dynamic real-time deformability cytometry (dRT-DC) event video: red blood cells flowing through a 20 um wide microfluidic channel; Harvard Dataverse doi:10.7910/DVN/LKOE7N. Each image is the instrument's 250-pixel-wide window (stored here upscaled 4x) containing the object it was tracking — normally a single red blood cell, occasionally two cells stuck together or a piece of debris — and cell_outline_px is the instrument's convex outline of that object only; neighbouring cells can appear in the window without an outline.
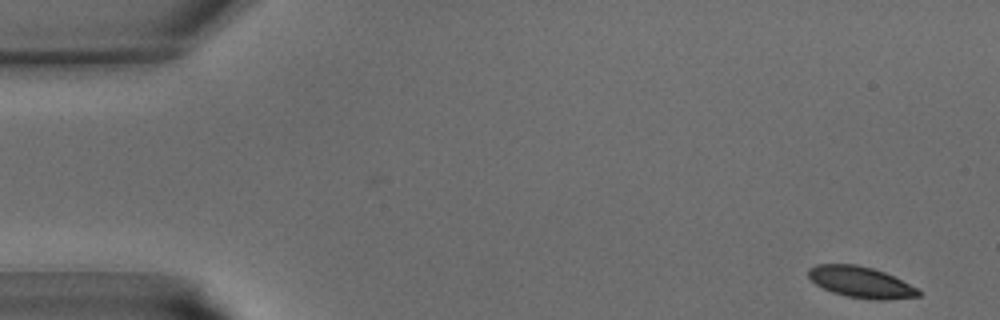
{"species": "common noctule bat (a hibernating species)", "species_latin": "Nyctalus noctula", "temperature_condition": "warm", "stored_images_in_passage": 41, "camera_frame_rate_fps": 3000, "um_per_image_px": 0.085, "animal": {"sex": "male", "body_mass_g": 15.6}, "frame": {"image": 1, "passage_image": 1, "time_ms": 0.0, "image_size_px": [1000, 320], "cell_outline_px": [[920, 296], [884, 300], [872, 300], [848, 296], [832, 292], [816, 284], [808, 276], [808, 268], [816, 264], [856, 264], [872, 268], [884, 272], [916, 288], [920, 292]], "centroid_in_image_um": [73.13, 23.98], "position_along_channel_um": 11.9, "area_um2": 19.71}}
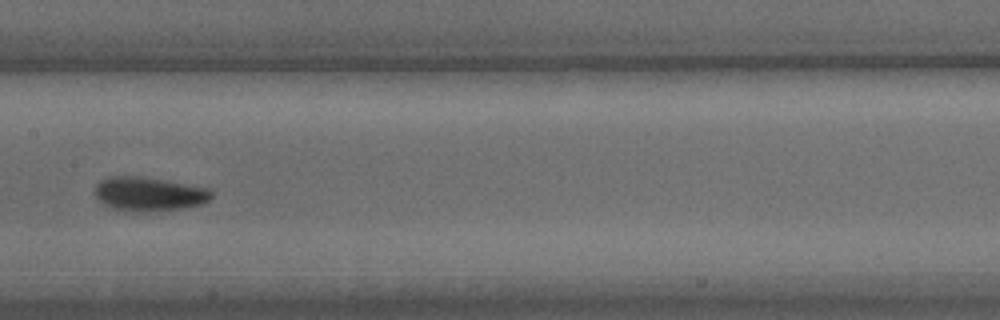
{"frame": {"image": 2, "passage_image": 20, "time_ms": 6.333, "image_size_px": [1000, 320], "cell_outline_px": [[212, 196], [208, 200], [200, 204], [180, 208], [144, 212], [116, 212], [104, 204], [96, 196], [96, 184], [100, 180], [108, 176], [140, 176], [208, 188], [212, 192]], "centroid_in_image_um": [12.59, 16.5], "position_along_channel_um": 194.8, "area_um2": 23.12}}
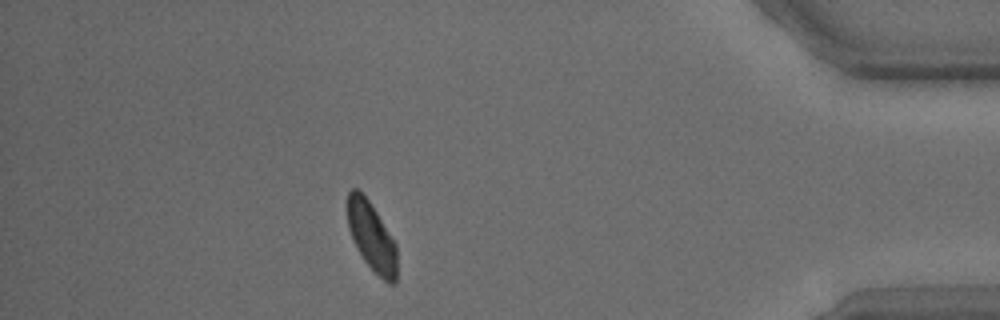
{"frame": {"image": 3, "passage_image": 36, "time_ms": 11.667, "image_size_px": [1000, 320], "cell_outline_px": [[396, 280], [392, 284], [388, 284], [364, 260], [356, 248], [348, 228], [348, 192], [352, 188], [356, 188], [368, 200], [376, 212], [396, 244]], "centroid_in_image_um": [31.58, 20.12], "position_along_channel_um": 403.6, "area_um2": 19.36}}